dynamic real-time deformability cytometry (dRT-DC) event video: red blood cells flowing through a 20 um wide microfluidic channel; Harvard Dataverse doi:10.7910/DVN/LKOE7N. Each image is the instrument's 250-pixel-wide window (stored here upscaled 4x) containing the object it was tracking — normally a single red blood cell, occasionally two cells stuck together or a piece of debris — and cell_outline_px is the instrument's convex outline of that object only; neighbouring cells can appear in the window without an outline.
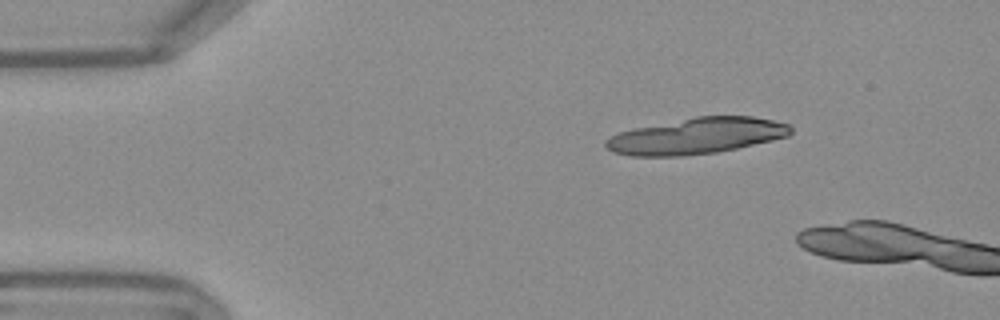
{"species": "Egyptian fruit bat (a non-hibernating species)", "species_latin": "Rousettus aegyptiacus", "temperature_condition": "warm", "stored_images_in_passage": 4, "camera_frame_rate_fps": 3000, "um_per_image_px": 0.085, "frame": {"image": 1, "passage_image": 1, "time_ms": 0.0, "image_size_px": [1000, 320], "cell_outline_px": [[792, 132], [788, 136], [772, 140], [736, 148], [716, 152], [680, 156], [632, 156], [612, 152], [604, 144], [604, 140], [620, 132], [636, 128], [696, 116], [752, 116], [772, 120], [788, 124], [792, 128]], "centroid_in_image_um": [59.21, 11.56], "position_along_channel_um": 25.8, "area_um2": 38.55}}